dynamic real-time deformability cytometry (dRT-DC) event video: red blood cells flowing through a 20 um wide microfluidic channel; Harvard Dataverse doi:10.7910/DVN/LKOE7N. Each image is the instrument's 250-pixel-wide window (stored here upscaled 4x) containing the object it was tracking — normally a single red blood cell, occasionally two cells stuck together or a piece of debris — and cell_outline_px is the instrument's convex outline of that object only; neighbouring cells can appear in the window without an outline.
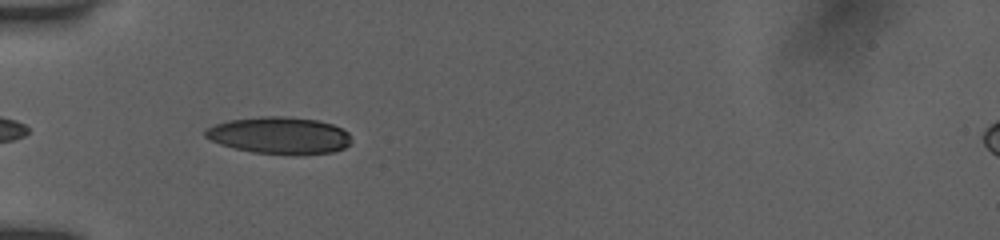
{"species": "human", "species_latin": "Homo sapiens", "temperature_condition": "room temperature", "stored_images_in_passage": 37, "camera_frame_rate_fps": 3000, "um_per_image_px": 0.085, "donor": {"sex": "female"}, "frame": {"image": 1, "passage_image": 2, "time_ms": 0.333, "image_size_px": [1000, 240], "cell_outline_px": [[352, 140], [344, 148], [332, 152], [300, 156], [252, 152], [220, 144], [204, 136], [204, 128], [228, 120], [260, 116], [280, 116], [316, 120], [332, 124], [348, 132]], "centroid_in_image_um": [23.75, 11.52], "position_along_channel_um": 61.3, "area_um2": 31.67}}
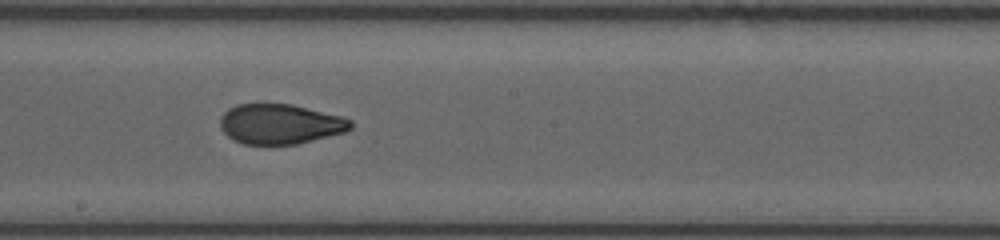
{"frame": {"image": 2, "passage_image": 15, "time_ms": 4.667, "image_size_px": [1000, 240], "cell_outline_px": [[352, 128], [344, 132], [296, 144], [244, 144], [232, 140], [220, 128], [220, 120], [224, 112], [228, 108], [236, 104], [292, 104], [340, 116], [352, 120]], "centroid_in_image_um": [23.78, 10.54], "position_along_channel_um": 224.4, "area_um2": 30.29}}
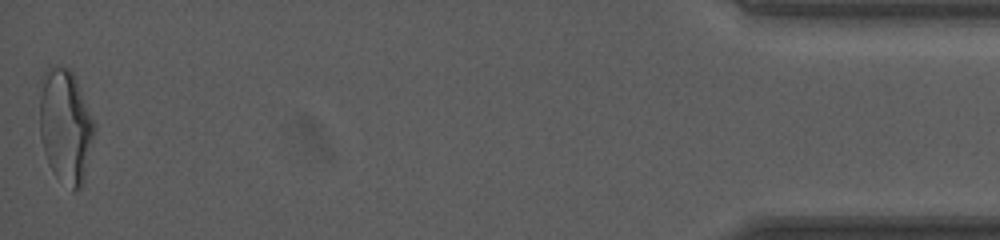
{"frame": {"image": 3, "passage_image": 37, "time_ms": 12.0, "image_size_px": [1000, 240], "cell_outline_px": [[96, 124], [84, 180], [80, 188], [72, 192], [52, 172], [48, 164], [44, 152], [40, 136], [40, 76], [44, 68], [48, 64], [56, 64], [68, 68], [72, 72], [76, 80]], "centroid_in_image_um": [5.54, 10.68], "position_along_channel_um": 429.7, "area_um2": 36.99}, "authors_computed_cell_mechanics": {"area_um2": 31.2698, "velocity_mm_per_s": 3.9386, "shape_relaxation_time_tau1_ms": 10.1586, "shape_relaxation_time_tau2_ms": 1.2733, "deformation_change_tau1": 0.2817, "deformation_change_tau2": 0.0675}}